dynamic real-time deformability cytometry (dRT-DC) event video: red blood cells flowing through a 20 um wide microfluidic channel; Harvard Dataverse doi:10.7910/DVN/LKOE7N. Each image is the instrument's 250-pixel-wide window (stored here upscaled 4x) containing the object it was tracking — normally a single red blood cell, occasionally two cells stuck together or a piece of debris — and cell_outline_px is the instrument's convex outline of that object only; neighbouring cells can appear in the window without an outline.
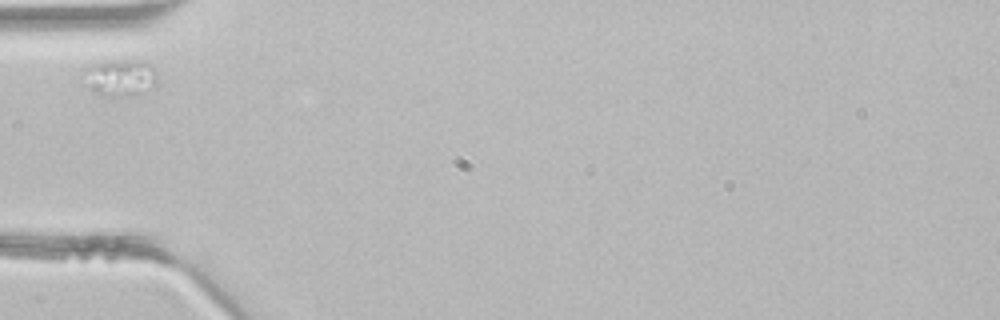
{"species": "common noctule bat (a hibernating species)", "species_latin": "Nyctalus noctula", "temperature_condition": "room temperature", "stored_images_in_passage": 1, "camera_frame_rate_fps": 3000, "um_per_image_px": 0.085, "animal": {"sex": "male", "body_mass_g": 21.5, "forearm_length_mm": 52.0}, "frame": {"image": 1, "passage_image": 1, "time_ms": 0.0, "image_size_px": [1000, 320], "cell_outline_px": [[156, 80], [152, 88], [132, 96], [100, 96], [92, 92], [88, 68], [92, 64], [112, 60], [140, 60], [148, 64], [156, 72]], "centroid_in_image_um": [10.31, 6.61], "position_along_channel_um": 74.7, "area_um2": 15.14}}